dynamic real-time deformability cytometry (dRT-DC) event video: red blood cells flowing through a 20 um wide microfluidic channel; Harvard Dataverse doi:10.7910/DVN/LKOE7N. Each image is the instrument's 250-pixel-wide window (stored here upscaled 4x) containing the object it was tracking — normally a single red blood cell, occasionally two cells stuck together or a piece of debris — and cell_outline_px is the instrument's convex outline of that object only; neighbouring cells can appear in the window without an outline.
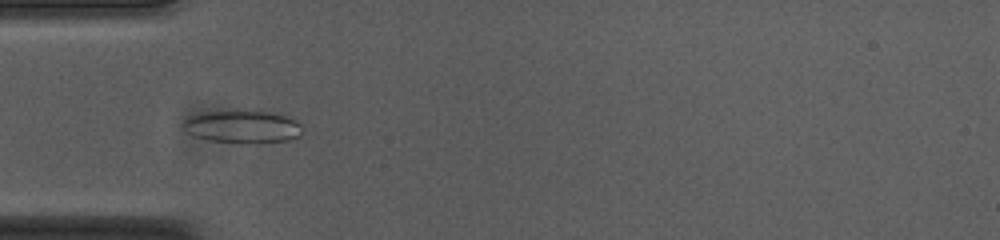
{"species": "common noctule bat (a hibernating species)", "species_latin": "Nyctalus noctula", "temperature_condition": "cold", "stored_images_in_passage": 54, "camera_frame_rate_fps": 3000, "um_per_image_px": 0.085, "animal": {"sex": "female", "body_mass_g": 23.0, "forearm_length_mm": 53.4}, "frame": {"image": 1, "passage_image": 17, "time_ms": 5.333, "image_size_px": [1000, 240], "cell_outline_px": [[304, 132], [300, 136], [288, 140], [260, 144], [240, 144], [208, 140], [196, 136], [188, 132], [180, 124], [184, 120], [192, 116], [208, 112], [244, 108], [256, 108], [280, 112], [288, 116], [300, 124]], "centroid_in_image_um": [20.7, 10.74], "position_along_channel_um": 64.3, "area_um2": 24.04}}
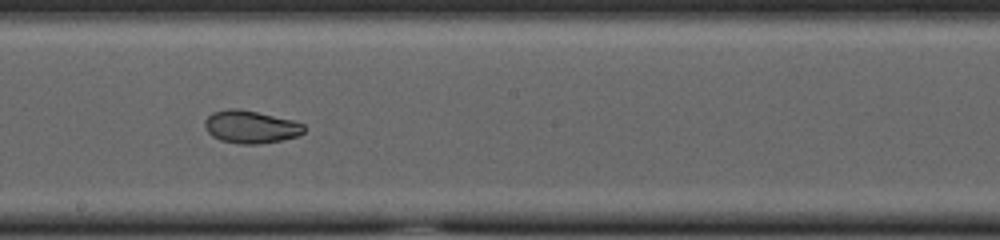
{"frame": {"image": 2, "passage_image": 30, "time_ms": 9.667, "image_size_px": [1000, 240], "cell_outline_px": [[304, 132], [300, 136], [260, 144], [240, 144], [220, 140], [212, 136], [204, 128], [204, 120], [212, 112], [228, 108], [240, 108], [292, 120], [304, 124]], "centroid_in_image_um": [21.28, 10.78], "position_along_channel_um": 226.9, "area_um2": 19.07}}
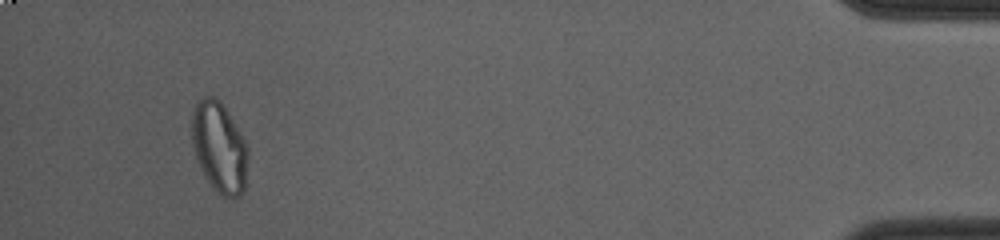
{"frame": {"image": 3, "passage_image": 51, "time_ms": 16.667, "image_size_px": [1000, 240], "cell_outline_px": [[248, 156], [244, 192], [240, 196], [232, 200], [216, 192], [200, 168], [192, 144], [192, 112], [196, 104], [204, 96], [216, 96], [220, 100], [228, 112], [240, 132], [248, 148]], "centroid_in_image_um": [18.65, 12.54], "position_along_channel_um": 416.5, "area_um2": 29.71}, "authors_computed_cell_mechanics": {"area_um2": 23.0911, "velocity_mm_per_s": 3.7539, "shape_relaxation_time_tau1_ms": null, "shape_relaxation_time_tau2_ms": 1.7342, "deformation_change_tau1": null, "deformation_change_tau2": 0.0548}}